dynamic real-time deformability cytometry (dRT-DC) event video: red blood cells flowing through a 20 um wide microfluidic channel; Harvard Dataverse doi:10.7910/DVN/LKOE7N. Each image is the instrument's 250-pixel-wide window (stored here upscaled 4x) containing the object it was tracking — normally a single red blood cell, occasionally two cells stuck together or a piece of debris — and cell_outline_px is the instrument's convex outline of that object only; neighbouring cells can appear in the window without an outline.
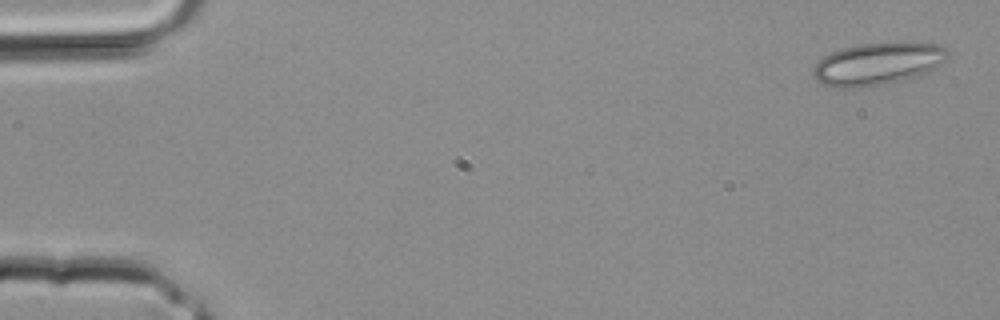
{"species": "common noctule bat (a hibernating species)", "species_latin": "Nyctalus noctula", "temperature_condition": "room temperature", "stored_images_in_passage": 4, "camera_frame_rate_fps": 3000, "um_per_image_px": 0.085, "animal": {"sex": "male", "body_mass_g": 20.4}, "frame": {"image": 1, "passage_image": 1, "time_ms": 0.0, "image_size_px": [1000, 320], "cell_outline_px": [[948, 56], [936, 68], [912, 80], [860, 88], [836, 88], [824, 84], [816, 80], [812, 72], [812, 68], [824, 56], [832, 52], [844, 48], [860, 44], [940, 44], [948, 52]], "centroid_in_image_um": [74.6, 5.48], "position_along_channel_um": 10.4, "area_um2": 33.06}}